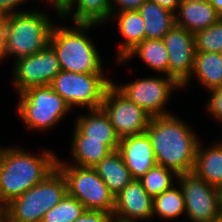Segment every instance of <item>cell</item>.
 I'll return each mask as SVG.
<instances>
[{
    "label": "cell",
    "instance_id": "cell-1",
    "mask_svg": "<svg viewBox=\"0 0 222 222\" xmlns=\"http://www.w3.org/2000/svg\"><path fill=\"white\" fill-rule=\"evenodd\" d=\"M173 114L153 116L145 131L154 150L157 165L177 175L193 172L199 145L198 136Z\"/></svg>",
    "mask_w": 222,
    "mask_h": 222
},
{
    "label": "cell",
    "instance_id": "cell-2",
    "mask_svg": "<svg viewBox=\"0 0 222 222\" xmlns=\"http://www.w3.org/2000/svg\"><path fill=\"white\" fill-rule=\"evenodd\" d=\"M41 154L7 147L0 168V211L56 168L57 156L53 152L42 150Z\"/></svg>",
    "mask_w": 222,
    "mask_h": 222
},
{
    "label": "cell",
    "instance_id": "cell-3",
    "mask_svg": "<svg viewBox=\"0 0 222 222\" xmlns=\"http://www.w3.org/2000/svg\"><path fill=\"white\" fill-rule=\"evenodd\" d=\"M95 23H75V27L53 25L49 45L56 52L61 70L75 73H103L102 61L93 42L85 35Z\"/></svg>",
    "mask_w": 222,
    "mask_h": 222
},
{
    "label": "cell",
    "instance_id": "cell-4",
    "mask_svg": "<svg viewBox=\"0 0 222 222\" xmlns=\"http://www.w3.org/2000/svg\"><path fill=\"white\" fill-rule=\"evenodd\" d=\"M67 194V183L56 167L41 182L14 198L1 211L8 222H41L43 216Z\"/></svg>",
    "mask_w": 222,
    "mask_h": 222
},
{
    "label": "cell",
    "instance_id": "cell-5",
    "mask_svg": "<svg viewBox=\"0 0 222 222\" xmlns=\"http://www.w3.org/2000/svg\"><path fill=\"white\" fill-rule=\"evenodd\" d=\"M7 55L17 61L42 51L49 44L53 22L41 11H21L6 15Z\"/></svg>",
    "mask_w": 222,
    "mask_h": 222
},
{
    "label": "cell",
    "instance_id": "cell-6",
    "mask_svg": "<svg viewBox=\"0 0 222 222\" xmlns=\"http://www.w3.org/2000/svg\"><path fill=\"white\" fill-rule=\"evenodd\" d=\"M56 167L67 183V194L77 199L86 210L114 212V195L91 167H80L57 158Z\"/></svg>",
    "mask_w": 222,
    "mask_h": 222
},
{
    "label": "cell",
    "instance_id": "cell-7",
    "mask_svg": "<svg viewBox=\"0 0 222 222\" xmlns=\"http://www.w3.org/2000/svg\"><path fill=\"white\" fill-rule=\"evenodd\" d=\"M19 96V117L24 125L35 130L54 127L72 109L50 85L29 88Z\"/></svg>",
    "mask_w": 222,
    "mask_h": 222
},
{
    "label": "cell",
    "instance_id": "cell-8",
    "mask_svg": "<svg viewBox=\"0 0 222 222\" xmlns=\"http://www.w3.org/2000/svg\"><path fill=\"white\" fill-rule=\"evenodd\" d=\"M113 81L104 73H75L61 70L50 86L73 108H101L105 92Z\"/></svg>",
    "mask_w": 222,
    "mask_h": 222
},
{
    "label": "cell",
    "instance_id": "cell-9",
    "mask_svg": "<svg viewBox=\"0 0 222 222\" xmlns=\"http://www.w3.org/2000/svg\"><path fill=\"white\" fill-rule=\"evenodd\" d=\"M185 212L191 222H214L221 214L218 188L209 185L194 172L179 174Z\"/></svg>",
    "mask_w": 222,
    "mask_h": 222
},
{
    "label": "cell",
    "instance_id": "cell-10",
    "mask_svg": "<svg viewBox=\"0 0 222 222\" xmlns=\"http://www.w3.org/2000/svg\"><path fill=\"white\" fill-rule=\"evenodd\" d=\"M101 108L108 115L119 138L144 133L152 117L121 93L114 82L107 88Z\"/></svg>",
    "mask_w": 222,
    "mask_h": 222
},
{
    "label": "cell",
    "instance_id": "cell-11",
    "mask_svg": "<svg viewBox=\"0 0 222 222\" xmlns=\"http://www.w3.org/2000/svg\"><path fill=\"white\" fill-rule=\"evenodd\" d=\"M147 77L115 87L129 100L144 109L149 115H168L164 107L171 96L172 90L182 86L172 77Z\"/></svg>",
    "mask_w": 222,
    "mask_h": 222
},
{
    "label": "cell",
    "instance_id": "cell-12",
    "mask_svg": "<svg viewBox=\"0 0 222 222\" xmlns=\"http://www.w3.org/2000/svg\"><path fill=\"white\" fill-rule=\"evenodd\" d=\"M14 62L13 85L18 94L32 87L50 85L61 71L57 54L49 44L42 51Z\"/></svg>",
    "mask_w": 222,
    "mask_h": 222
},
{
    "label": "cell",
    "instance_id": "cell-13",
    "mask_svg": "<svg viewBox=\"0 0 222 222\" xmlns=\"http://www.w3.org/2000/svg\"><path fill=\"white\" fill-rule=\"evenodd\" d=\"M163 41L169 55L168 76L184 88L192 78L196 53L194 34L175 24L165 34Z\"/></svg>",
    "mask_w": 222,
    "mask_h": 222
},
{
    "label": "cell",
    "instance_id": "cell-14",
    "mask_svg": "<svg viewBox=\"0 0 222 222\" xmlns=\"http://www.w3.org/2000/svg\"><path fill=\"white\" fill-rule=\"evenodd\" d=\"M113 216L121 222L149 220L153 217V198L147 194L140 180L133 179L114 196Z\"/></svg>",
    "mask_w": 222,
    "mask_h": 222
},
{
    "label": "cell",
    "instance_id": "cell-15",
    "mask_svg": "<svg viewBox=\"0 0 222 222\" xmlns=\"http://www.w3.org/2000/svg\"><path fill=\"white\" fill-rule=\"evenodd\" d=\"M117 151L133 179L139 180L157 164L151 140L146 132L120 138Z\"/></svg>",
    "mask_w": 222,
    "mask_h": 222
},
{
    "label": "cell",
    "instance_id": "cell-16",
    "mask_svg": "<svg viewBox=\"0 0 222 222\" xmlns=\"http://www.w3.org/2000/svg\"><path fill=\"white\" fill-rule=\"evenodd\" d=\"M72 154L76 166L95 167L103 158L118 150L120 140H95L74 128Z\"/></svg>",
    "mask_w": 222,
    "mask_h": 222
},
{
    "label": "cell",
    "instance_id": "cell-17",
    "mask_svg": "<svg viewBox=\"0 0 222 222\" xmlns=\"http://www.w3.org/2000/svg\"><path fill=\"white\" fill-rule=\"evenodd\" d=\"M176 14V25L193 34L216 24L222 18L209 0L181 2Z\"/></svg>",
    "mask_w": 222,
    "mask_h": 222
},
{
    "label": "cell",
    "instance_id": "cell-18",
    "mask_svg": "<svg viewBox=\"0 0 222 222\" xmlns=\"http://www.w3.org/2000/svg\"><path fill=\"white\" fill-rule=\"evenodd\" d=\"M111 0H63L58 5V14L61 18H67L73 12L76 5V12L73 14L75 23H95L106 22L112 16ZM76 3V4H75Z\"/></svg>",
    "mask_w": 222,
    "mask_h": 222
},
{
    "label": "cell",
    "instance_id": "cell-19",
    "mask_svg": "<svg viewBox=\"0 0 222 222\" xmlns=\"http://www.w3.org/2000/svg\"><path fill=\"white\" fill-rule=\"evenodd\" d=\"M138 12L144 20L145 39H163L176 24L175 13L151 0H145Z\"/></svg>",
    "mask_w": 222,
    "mask_h": 222
},
{
    "label": "cell",
    "instance_id": "cell-20",
    "mask_svg": "<svg viewBox=\"0 0 222 222\" xmlns=\"http://www.w3.org/2000/svg\"><path fill=\"white\" fill-rule=\"evenodd\" d=\"M93 168L114 196L133 180L131 172L118 151H114L103 158Z\"/></svg>",
    "mask_w": 222,
    "mask_h": 222
},
{
    "label": "cell",
    "instance_id": "cell-21",
    "mask_svg": "<svg viewBox=\"0 0 222 222\" xmlns=\"http://www.w3.org/2000/svg\"><path fill=\"white\" fill-rule=\"evenodd\" d=\"M112 16L118 19L119 32L125 40L118 51L119 55H117V61H121L145 39L144 20L138 10L114 11Z\"/></svg>",
    "mask_w": 222,
    "mask_h": 222
},
{
    "label": "cell",
    "instance_id": "cell-22",
    "mask_svg": "<svg viewBox=\"0 0 222 222\" xmlns=\"http://www.w3.org/2000/svg\"><path fill=\"white\" fill-rule=\"evenodd\" d=\"M199 143L193 172L209 185H222V144L217 143L207 149Z\"/></svg>",
    "mask_w": 222,
    "mask_h": 222
},
{
    "label": "cell",
    "instance_id": "cell-23",
    "mask_svg": "<svg viewBox=\"0 0 222 222\" xmlns=\"http://www.w3.org/2000/svg\"><path fill=\"white\" fill-rule=\"evenodd\" d=\"M75 128L89 139L95 140H120L108 115L102 108L89 109V114L79 116Z\"/></svg>",
    "mask_w": 222,
    "mask_h": 222
},
{
    "label": "cell",
    "instance_id": "cell-24",
    "mask_svg": "<svg viewBox=\"0 0 222 222\" xmlns=\"http://www.w3.org/2000/svg\"><path fill=\"white\" fill-rule=\"evenodd\" d=\"M197 80L208 91L222 86V58L221 53L196 52L194 67L191 76Z\"/></svg>",
    "mask_w": 222,
    "mask_h": 222
},
{
    "label": "cell",
    "instance_id": "cell-25",
    "mask_svg": "<svg viewBox=\"0 0 222 222\" xmlns=\"http://www.w3.org/2000/svg\"><path fill=\"white\" fill-rule=\"evenodd\" d=\"M134 55L140 57L152 70L168 76L169 55L163 39H144L123 60L118 62L132 59Z\"/></svg>",
    "mask_w": 222,
    "mask_h": 222
},
{
    "label": "cell",
    "instance_id": "cell-26",
    "mask_svg": "<svg viewBox=\"0 0 222 222\" xmlns=\"http://www.w3.org/2000/svg\"><path fill=\"white\" fill-rule=\"evenodd\" d=\"M171 187L162 194L153 198V216L158 215L164 219L180 216L185 211V203L182 190Z\"/></svg>",
    "mask_w": 222,
    "mask_h": 222
},
{
    "label": "cell",
    "instance_id": "cell-27",
    "mask_svg": "<svg viewBox=\"0 0 222 222\" xmlns=\"http://www.w3.org/2000/svg\"><path fill=\"white\" fill-rule=\"evenodd\" d=\"M175 176L178 175L174 171L156 164L139 180L147 194L154 198L174 186Z\"/></svg>",
    "mask_w": 222,
    "mask_h": 222
},
{
    "label": "cell",
    "instance_id": "cell-28",
    "mask_svg": "<svg viewBox=\"0 0 222 222\" xmlns=\"http://www.w3.org/2000/svg\"><path fill=\"white\" fill-rule=\"evenodd\" d=\"M85 210L77 199L66 194L57 205L44 214L41 222H74Z\"/></svg>",
    "mask_w": 222,
    "mask_h": 222
},
{
    "label": "cell",
    "instance_id": "cell-29",
    "mask_svg": "<svg viewBox=\"0 0 222 222\" xmlns=\"http://www.w3.org/2000/svg\"><path fill=\"white\" fill-rule=\"evenodd\" d=\"M196 52H222V18L212 26L194 34Z\"/></svg>",
    "mask_w": 222,
    "mask_h": 222
},
{
    "label": "cell",
    "instance_id": "cell-30",
    "mask_svg": "<svg viewBox=\"0 0 222 222\" xmlns=\"http://www.w3.org/2000/svg\"><path fill=\"white\" fill-rule=\"evenodd\" d=\"M209 92H211V95L206 106L207 110H209V114H212L217 120L222 121V86Z\"/></svg>",
    "mask_w": 222,
    "mask_h": 222
},
{
    "label": "cell",
    "instance_id": "cell-31",
    "mask_svg": "<svg viewBox=\"0 0 222 222\" xmlns=\"http://www.w3.org/2000/svg\"><path fill=\"white\" fill-rule=\"evenodd\" d=\"M113 220L114 216L112 213L85 210L74 222H113Z\"/></svg>",
    "mask_w": 222,
    "mask_h": 222
},
{
    "label": "cell",
    "instance_id": "cell-32",
    "mask_svg": "<svg viewBox=\"0 0 222 222\" xmlns=\"http://www.w3.org/2000/svg\"><path fill=\"white\" fill-rule=\"evenodd\" d=\"M111 10H112V15H113V3L115 2L114 5L117 4V10L116 12H124V11H131V10H138L140 6L145 2V0H111Z\"/></svg>",
    "mask_w": 222,
    "mask_h": 222
},
{
    "label": "cell",
    "instance_id": "cell-33",
    "mask_svg": "<svg viewBox=\"0 0 222 222\" xmlns=\"http://www.w3.org/2000/svg\"><path fill=\"white\" fill-rule=\"evenodd\" d=\"M7 24L6 19L0 22V61L7 58Z\"/></svg>",
    "mask_w": 222,
    "mask_h": 222
},
{
    "label": "cell",
    "instance_id": "cell-34",
    "mask_svg": "<svg viewBox=\"0 0 222 222\" xmlns=\"http://www.w3.org/2000/svg\"><path fill=\"white\" fill-rule=\"evenodd\" d=\"M26 0H0V10L5 14V15H10L14 14L16 12L20 11H14L17 6L22 4ZM15 8V9H14Z\"/></svg>",
    "mask_w": 222,
    "mask_h": 222
},
{
    "label": "cell",
    "instance_id": "cell-35",
    "mask_svg": "<svg viewBox=\"0 0 222 222\" xmlns=\"http://www.w3.org/2000/svg\"><path fill=\"white\" fill-rule=\"evenodd\" d=\"M158 3L161 7L166 8L167 10L177 13L181 0H151Z\"/></svg>",
    "mask_w": 222,
    "mask_h": 222
},
{
    "label": "cell",
    "instance_id": "cell-36",
    "mask_svg": "<svg viewBox=\"0 0 222 222\" xmlns=\"http://www.w3.org/2000/svg\"><path fill=\"white\" fill-rule=\"evenodd\" d=\"M217 13L222 17V0H209Z\"/></svg>",
    "mask_w": 222,
    "mask_h": 222
},
{
    "label": "cell",
    "instance_id": "cell-37",
    "mask_svg": "<svg viewBox=\"0 0 222 222\" xmlns=\"http://www.w3.org/2000/svg\"><path fill=\"white\" fill-rule=\"evenodd\" d=\"M63 0H47V2H51L56 10V13H58V5L62 2Z\"/></svg>",
    "mask_w": 222,
    "mask_h": 222
},
{
    "label": "cell",
    "instance_id": "cell-38",
    "mask_svg": "<svg viewBox=\"0 0 222 222\" xmlns=\"http://www.w3.org/2000/svg\"><path fill=\"white\" fill-rule=\"evenodd\" d=\"M6 149H7V147H5V148L0 147V168H1V165H2V161H3V157L5 155Z\"/></svg>",
    "mask_w": 222,
    "mask_h": 222
},
{
    "label": "cell",
    "instance_id": "cell-39",
    "mask_svg": "<svg viewBox=\"0 0 222 222\" xmlns=\"http://www.w3.org/2000/svg\"><path fill=\"white\" fill-rule=\"evenodd\" d=\"M219 192V200H220V209H221V214H222V185L218 188Z\"/></svg>",
    "mask_w": 222,
    "mask_h": 222
},
{
    "label": "cell",
    "instance_id": "cell-40",
    "mask_svg": "<svg viewBox=\"0 0 222 222\" xmlns=\"http://www.w3.org/2000/svg\"><path fill=\"white\" fill-rule=\"evenodd\" d=\"M0 222H8L6 215L0 211Z\"/></svg>",
    "mask_w": 222,
    "mask_h": 222
},
{
    "label": "cell",
    "instance_id": "cell-41",
    "mask_svg": "<svg viewBox=\"0 0 222 222\" xmlns=\"http://www.w3.org/2000/svg\"><path fill=\"white\" fill-rule=\"evenodd\" d=\"M5 14L0 10V22L5 19Z\"/></svg>",
    "mask_w": 222,
    "mask_h": 222
},
{
    "label": "cell",
    "instance_id": "cell-42",
    "mask_svg": "<svg viewBox=\"0 0 222 222\" xmlns=\"http://www.w3.org/2000/svg\"><path fill=\"white\" fill-rule=\"evenodd\" d=\"M198 1H204V0H181V2H198Z\"/></svg>",
    "mask_w": 222,
    "mask_h": 222
},
{
    "label": "cell",
    "instance_id": "cell-43",
    "mask_svg": "<svg viewBox=\"0 0 222 222\" xmlns=\"http://www.w3.org/2000/svg\"><path fill=\"white\" fill-rule=\"evenodd\" d=\"M214 222H222V215L219 218H217Z\"/></svg>",
    "mask_w": 222,
    "mask_h": 222
}]
</instances>
